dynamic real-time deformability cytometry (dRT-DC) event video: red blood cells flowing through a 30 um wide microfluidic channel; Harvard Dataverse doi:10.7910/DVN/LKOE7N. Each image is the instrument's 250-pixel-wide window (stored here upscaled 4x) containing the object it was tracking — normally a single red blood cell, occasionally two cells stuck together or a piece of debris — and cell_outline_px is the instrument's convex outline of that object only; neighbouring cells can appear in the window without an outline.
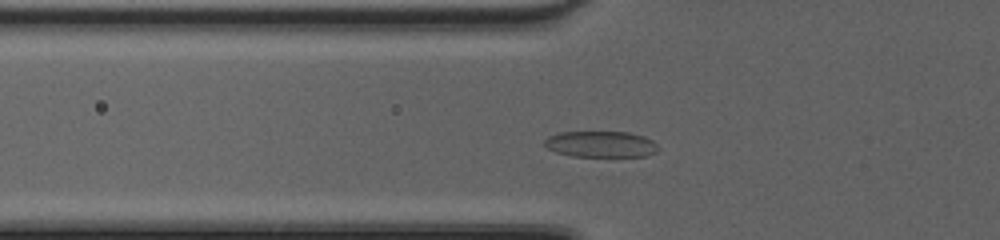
{"species": "common noctule bat (a hibernating species)", "species_latin": "Nyctalus noctula", "temperature_condition": "cold", "stored_images_in_passage": 40, "camera_frame_rate_fps": 3000, "um_per_image_px": 0.085, "animal": {"sex": "female", "body_mass_g": 20.0, "forearm_length_mm": 54.0}, "frame": {"image": 1, "passage_image": 9, "time_ms": 2.667, "image_size_px": [1000, 240], "cell_outline_px": [[660, 148], [656, 152], [648, 156], [572, 156], [556, 152], [548, 148], [544, 144], [544, 140], [548, 136], [560, 132], [628, 132], [644, 136], [652, 140]], "centroid_in_image_um": [51.09, 12.25], "position_along_channel_um": 74.7, "area_um2": 17.34}}
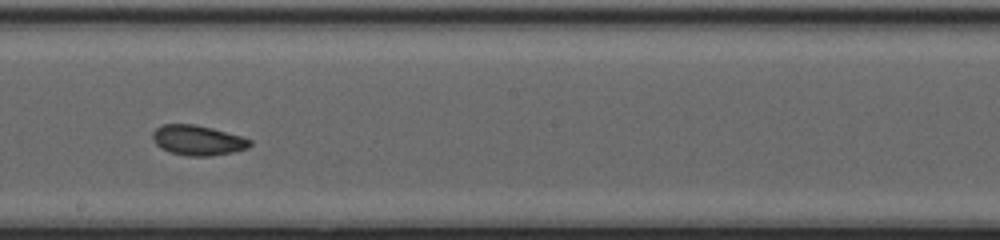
{"frame": {"image": 2, "passage_image": 20, "time_ms": 6.333, "image_size_px": [1000, 240], "cell_outline_px": [[252, 144], [248, 148], [232, 152], [208, 156], [188, 156], [168, 152], [160, 148], [156, 144], [152, 136], [152, 132], [156, 128], [164, 124], [196, 124], [212, 128], [240, 136], [252, 140]], "centroid_in_image_um": [16.79, 11.92], "position_along_channel_um": 231.4, "area_um2": 17.05}}
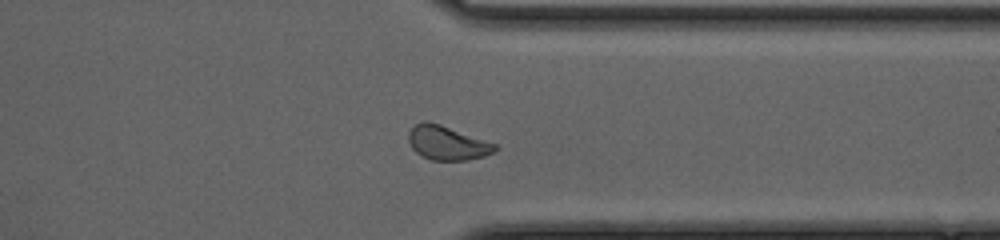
{"frame": {"image": 3, "passage_image": 30, "time_ms": 9.667, "image_size_px": [1000, 240], "cell_outline_px": [[500, 148], [496, 152], [484, 156], [468, 160], [432, 160], [420, 156], [412, 148], [408, 140], [408, 132], [416, 124], [424, 120], [428, 120], [440, 124], [496, 144]], "centroid_in_image_um": [38.01, 12.15], "position_along_channel_um": 373.4, "area_um2": 17.28}, "authors_computed_cell_mechanics": {"area_um2": 17.5134, "velocity_mm_per_s": 4.2678, "shape_relaxation_time_tau1_ms": 5.6909, "shape_relaxation_time_tau2_ms": 1.3813, "deformation_change_tau1": 0.12, "deformation_change_tau2": 0.0533}}